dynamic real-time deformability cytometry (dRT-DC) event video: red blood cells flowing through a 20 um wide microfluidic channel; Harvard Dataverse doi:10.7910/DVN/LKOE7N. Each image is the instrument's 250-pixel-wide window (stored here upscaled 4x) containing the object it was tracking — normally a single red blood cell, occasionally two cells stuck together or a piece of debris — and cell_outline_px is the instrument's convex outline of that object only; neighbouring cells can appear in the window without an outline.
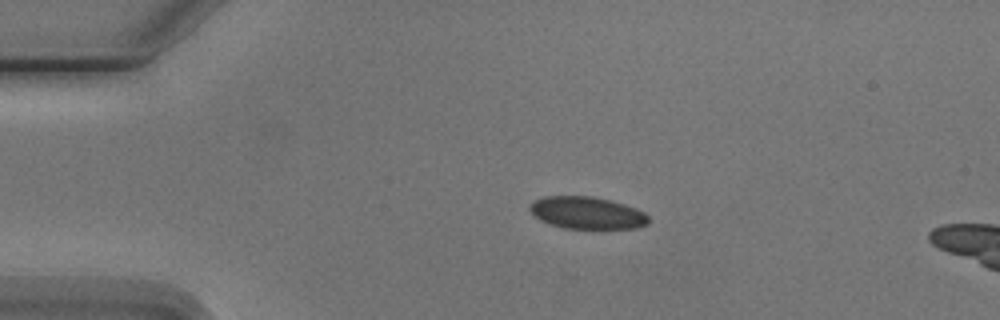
{"species": "Egyptian fruit bat (a non-hibernating species)", "species_latin": "Rousettus aegyptiacus", "temperature_condition": "cold", "stored_images_in_passage": 4, "camera_frame_rate_fps": 3000, "um_per_image_px": 0.085, "animal": {"sex": "male"}, "frame": {"image": 1, "passage_image": 2, "time_ms": 2.0, "image_size_px": [1000, 320], "cell_outline_px": [[648, 224], [636, 228], [564, 228], [548, 224], [540, 220], [528, 208], [528, 204], [544, 196], [592, 196], [624, 204], [636, 208], [644, 212], [648, 216]], "centroid_in_image_um": [49.88, 18.09], "position_along_channel_um": 35.1, "area_um2": 22.2}}